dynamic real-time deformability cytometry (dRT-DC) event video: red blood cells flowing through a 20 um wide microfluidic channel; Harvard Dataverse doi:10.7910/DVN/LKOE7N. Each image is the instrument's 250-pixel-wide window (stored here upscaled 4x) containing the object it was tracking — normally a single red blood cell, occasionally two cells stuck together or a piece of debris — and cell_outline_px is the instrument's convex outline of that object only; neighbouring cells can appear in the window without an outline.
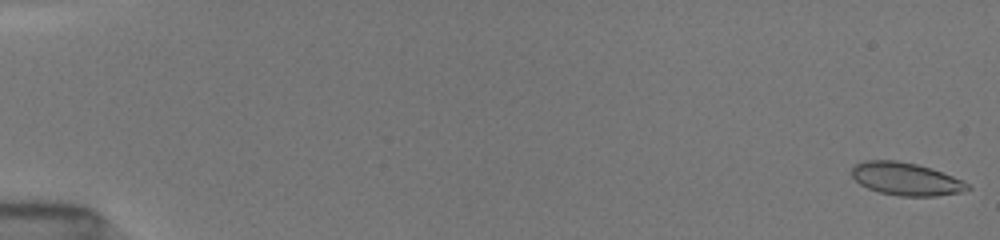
{"species": "common noctule bat (a hibernating species)", "species_latin": "Nyctalus noctula", "temperature_condition": "room temperature", "stored_images_in_passage": 19, "camera_frame_rate_fps": 3000, "um_per_image_px": 0.085, "animal": {"sex": "female", "body_mass_g": 19.5, "forearm_length_mm": 54.1}, "frame": {"image": 1, "passage_image": 1, "time_ms": 0.0, "image_size_px": [1000, 240], "cell_outline_px": [[972, 188], [960, 192], [936, 196], [900, 196], [880, 192], [868, 188], [860, 184], [852, 176], [852, 168], [856, 164], [864, 160], [896, 160], [916, 164], [932, 168], [964, 180]], "centroid_in_image_um": [77.03, 15.2], "position_along_channel_um": 8.0, "area_um2": 22.14}}
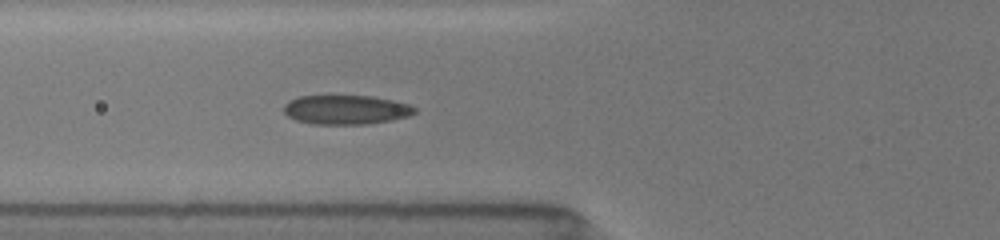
{"frame": {"image": 2, "passage_image": 14, "time_ms": 6.667, "image_size_px": [1000, 240], "cell_outline_px": [[416, 112], [408, 116], [392, 120], [364, 124], [312, 124], [296, 120], [288, 116], [284, 112], [284, 104], [288, 100], [300, 96], [372, 96], [392, 100], [408, 104], [416, 108]], "centroid_in_image_um": [29.39, 9.32], "position_along_channel_um": 96.4, "area_um2": 22.25}}
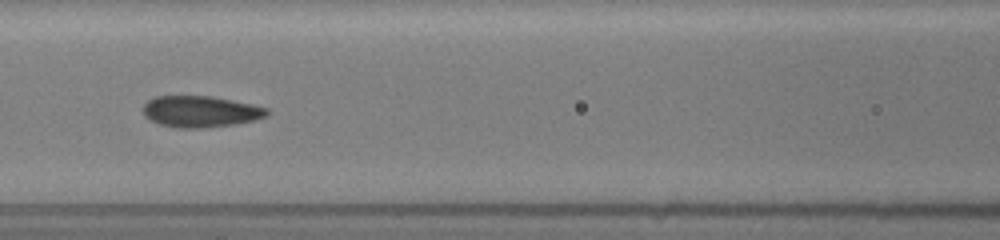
{"frame": {"image": 3, "passage_image": 17, "time_ms": 8.0, "image_size_px": [1000, 240], "cell_outline_px": [[268, 116], [236, 124], [204, 128], [176, 128], [160, 124], [144, 116], [140, 108], [152, 96], [212, 96], [252, 104], [268, 108]], "centroid_in_image_um": [17.0, 9.48], "position_along_channel_um": 149.6, "area_um2": 22.83}}